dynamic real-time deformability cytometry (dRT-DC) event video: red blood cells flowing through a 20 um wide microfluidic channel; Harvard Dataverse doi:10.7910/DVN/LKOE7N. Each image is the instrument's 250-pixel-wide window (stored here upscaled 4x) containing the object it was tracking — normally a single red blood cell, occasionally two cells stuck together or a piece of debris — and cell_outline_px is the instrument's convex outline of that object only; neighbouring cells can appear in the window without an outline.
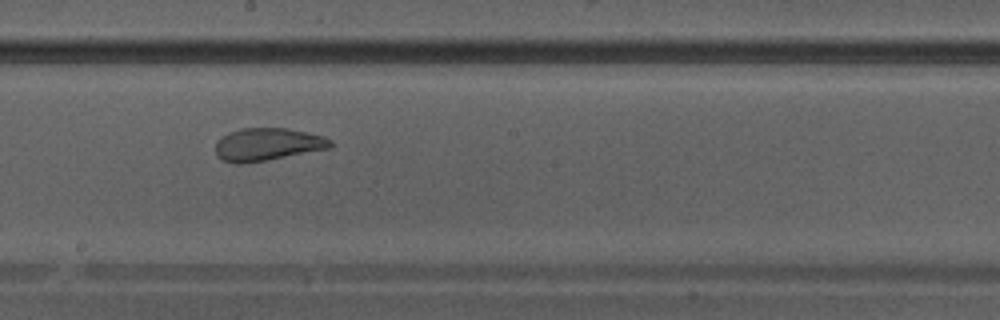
{"species": "Egyptian fruit bat (a non-hibernating species)", "species_latin": "Rousettus aegyptiacus", "temperature_condition": "warm", "stored_images_in_passage": 21, "camera_frame_rate_fps": 3000, "um_per_image_px": 0.085, "animal": {"sex": "male"}, "frame": {"image": 1, "passage_image": 10, "time_ms": 3.0, "image_size_px": [1000, 320], "cell_outline_px": [[332, 148], [268, 160], [244, 164], [236, 164], [224, 160], [216, 156], [216, 140], [228, 132], [240, 128], [288, 128], [308, 132], [324, 136], [332, 140]], "centroid_in_image_um": [22.74, 12.27], "position_along_channel_um": 225.5, "area_um2": 22.25}}
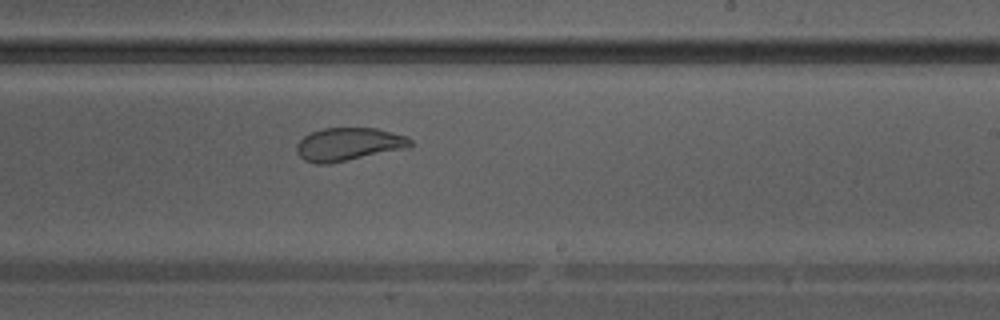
{"frame": {"image": 2, "passage_image": 12, "time_ms": 3.667, "image_size_px": [1000, 320], "cell_outline_px": [[412, 144], [408, 148], [328, 164], [316, 164], [304, 160], [296, 152], [296, 144], [304, 136], [312, 132], [324, 128], [376, 128], [408, 136], [412, 140]], "centroid_in_image_um": [29.63, 12.26], "position_along_channel_um": 259.4, "area_um2": 21.96}}